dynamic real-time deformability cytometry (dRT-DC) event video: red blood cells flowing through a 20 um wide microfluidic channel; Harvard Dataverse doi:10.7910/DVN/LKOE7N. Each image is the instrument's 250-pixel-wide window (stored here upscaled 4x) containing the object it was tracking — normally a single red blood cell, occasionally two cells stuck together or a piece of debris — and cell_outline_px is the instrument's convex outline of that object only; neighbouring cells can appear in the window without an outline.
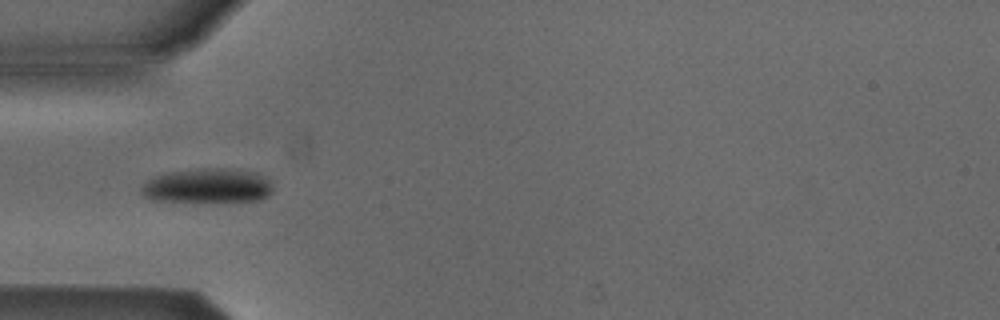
{"species": "Egyptian fruit bat (a non-hibernating species)", "species_latin": "Rousettus aegyptiacus", "temperature_condition": "cold", "stored_images_in_passage": 35, "camera_frame_rate_fps": 3000, "um_per_image_px": 0.085, "animal": {"sex": "male"}, "frame": {"image": 1, "passage_image": 5, "time_ms": 1.333, "image_size_px": [1000, 320], "cell_outline_px": [[272, 192], [268, 196], [260, 200], [152, 200], [144, 196], [140, 192], [140, 188], [148, 180], [156, 176], [172, 172], [216, 168], [256, 172], [268, 180], [272, 188]], "centroid_in_image_um": [17.65, 15.79], "position_along_channel_um": 67.4, "area_um2": 25.37}}
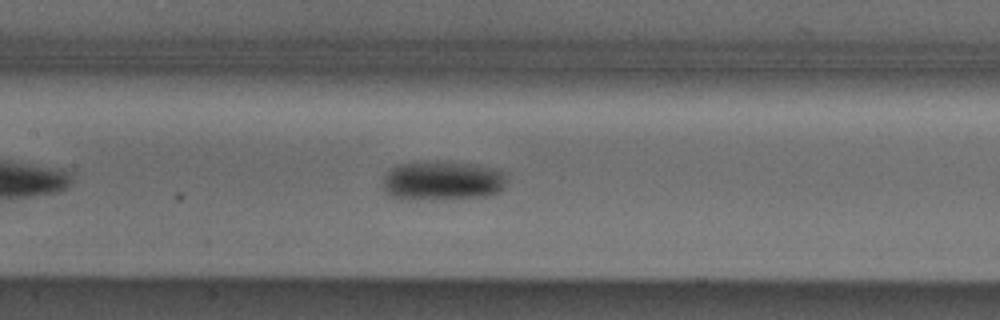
{"frame": {"image": 2, "passage_image": 13, "time_ms": 4.0, "image_size_px": [1000, 320], "cell_outline_px": [[504, 188], [500, 192], [484, 196], [400, 200], [388, 196], [384, 192], [380, 184], [380, 180], [396, 164], [436, 160], [444, 160], [468, 164], [488, 168], [500, 172], [504, 176]], "centroid_in_image_um": [37.44, 15.36], "position_along_channel_um": 170.0, "area_um2": 28.5}}
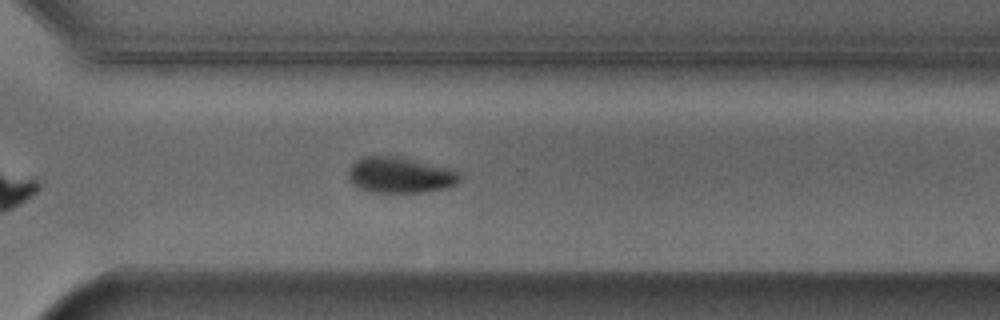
{"frame": {"image": 3, "passage_image": 26, "time_ms": 8.333, "image_size_px": [1000, 320], "cell_outline_px": [[460, 180], [456, 184], [448, 188], [428, 192], [368, 192], [356, 188], [348, 180], [348, 172], [352, 164], [356, 160], [364, 156], [396, 156], [452, 168], [460, 176]], "centroid_in_image_um": [33.99, 14.89], "position_along_channel_um": 336.6, "area_um2": 23.58}, "authors_computed_cell_mechanics": {"area_um2": 25.5476, "velocity_mm_per_s": 3.8568, "shape_relaxation_time_tau1_ms": 3.1155, "shape_relaxation_time_tau2_ms": null, "deformation_change_tau1": 0.0812, "deformation_change_tau2": null}}